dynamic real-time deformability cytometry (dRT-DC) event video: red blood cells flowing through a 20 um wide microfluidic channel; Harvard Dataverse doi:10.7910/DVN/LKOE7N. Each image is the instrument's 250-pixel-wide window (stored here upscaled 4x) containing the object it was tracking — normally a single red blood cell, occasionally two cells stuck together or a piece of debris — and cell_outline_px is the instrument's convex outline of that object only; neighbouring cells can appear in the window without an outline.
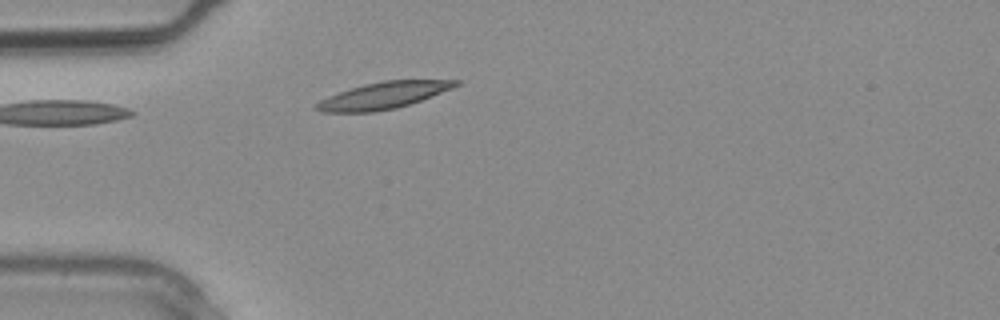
{"species": "common noctule bat (a hibernating species)", "species_latin": "Nyctalus noctula", "temperature_condition": "warm", "stored_images_in_passage": 1, "camera_frame_rate_fps": 3000, "um_per_image_px": 0.085, "animal": {"sex": "male", "body_mass_g": 20.4}, "frame": {"image": 1, "passage_image": 1, "time_ms": 0.0, "image_size_px": [1000, 320], "cell_outline_px": [[460, 84], [452, 88], [420, 100], [396, 108], [372, 112], [320, 112], [312, 108], [320, 100], [328, 96], [364, 84], [384, 80], [460, 80]], "centroid_in_image_um": [32.55, 8.12], "position_along_channel_um": 52.5, "area_um2": 21.39}}